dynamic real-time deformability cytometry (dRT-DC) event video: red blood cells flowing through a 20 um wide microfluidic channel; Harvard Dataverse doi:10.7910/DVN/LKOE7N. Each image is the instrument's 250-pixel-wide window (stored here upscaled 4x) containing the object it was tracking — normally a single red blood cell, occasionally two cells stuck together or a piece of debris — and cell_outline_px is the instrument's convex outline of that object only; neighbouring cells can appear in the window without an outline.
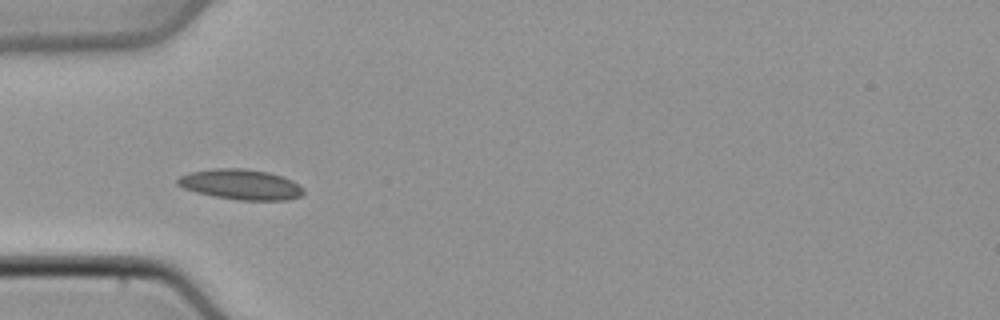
{"species": "common noctule bat (a hibernating species)", "species_latin": "Nyctalus noctula", "temperature_condition": "cold", "stored_images_in_passage": 35, "camera_frame_rate_fps": 3000, "um_per_image_px": 0.085, "animal": {"sex": "male", "body_mass_g": 21.5, "forearm_length_mm": 52.0}, "frame": {"image": 1, "passage_image": 1, "time_ms": 0.0, "image_size_px": [1000, 320], "cell_outline_px": [[304, 192], [300, 196], [288, 200], [240, 200], [216, 196], [196, 192], [184, 188], [176, 184], [176, 180], [180, 176], [192, 172], [216, 168], [240, 168], [268, 172], [292, 180], [300, 184], [304, 188]], "centroid_in_image_um": [20.49, 15.68], "position_along_channel_um": 64.5, "area_um2": 22.08}}
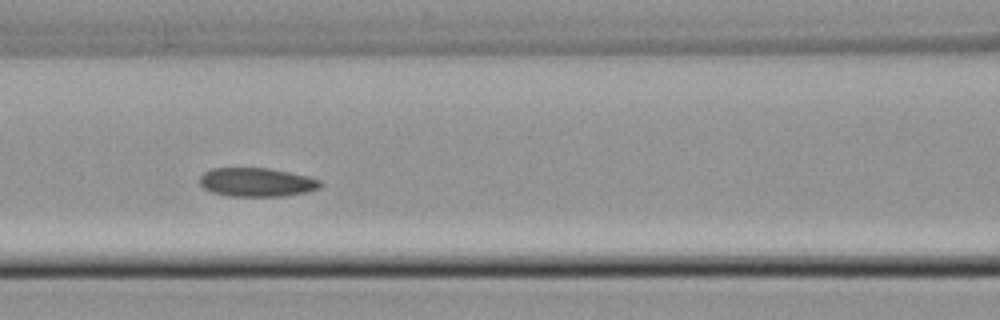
{"frame": {"image": 2, "passage_image": 7, "time_ms": 2.0, "image_size_px": [1000, 320], "cell_outline_px": [[324, 184], [320, 188], [308, 192], [284, 196], [228, 196], [212, 192], [204, 188], [200, 184], [200, 176], [204, 172], [212, 168], [268, 168], [308, 176], [320, 180]], "centroid_in_image_um": [21.84, 15.49], "position_along_channel_um": 144.8, "area_um2": 20.35}}
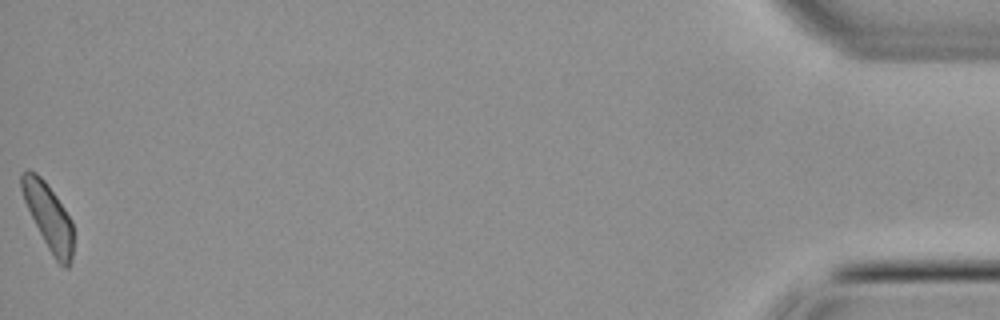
{"frame": {"image": 3, "passage_image": 35, "time_ms": 11.333, "image_size_px": [1000, 320], "cell_outline_px": [[72, 256], [68, 268], [64, 268], [52, 256], [24, 200], [20, 188], [20, 176], [28, 168], [36, 172], [44, 180], [56, 196], [72, 220]], "centroid_in_image_um": [4.12, 18.38], "position_along_channel_um": 431.1, "area_um2": 19.48}}